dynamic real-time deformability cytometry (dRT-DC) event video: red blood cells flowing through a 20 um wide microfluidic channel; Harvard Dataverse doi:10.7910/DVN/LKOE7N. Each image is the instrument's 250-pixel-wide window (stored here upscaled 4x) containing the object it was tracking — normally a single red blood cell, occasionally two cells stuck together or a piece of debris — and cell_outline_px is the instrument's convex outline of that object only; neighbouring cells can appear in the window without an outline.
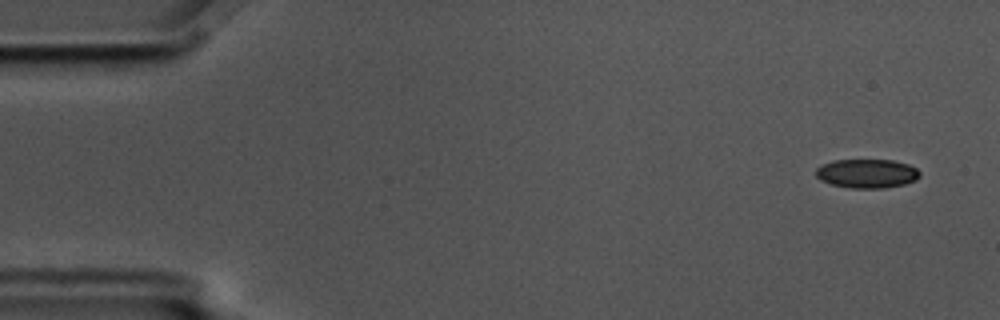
{"species": "common noctule bat (a hibernating species)", "species_latin": "Nyctalus noctula", "temperature_condition": "cold", "stored_images_in_passage": 4, "camera_frame_rate_fps": 3000, "um_per_image_px": 0.085, "animal": {"sex": "male", "body_mass_g": 17.5, "forearm_length_mm": 52.3}, "frame": {"image": 1, "passage_image": 1, "time_ms": 0.0, "image_size_px": [1000, 320], "cell_outline_px": [[920, 176], [916, 180], [904, 184], [884, 188], [848, 188], [832, 184], [820, 180], [816, 176], [816, 168], [832, 160], [892, 160], [908, 164], [916, 168], [920, 172]], "centroid_in_image_um": [73.69, 14.75], "position_along_channel_um": 11.3, "area_um2": 17.57}}
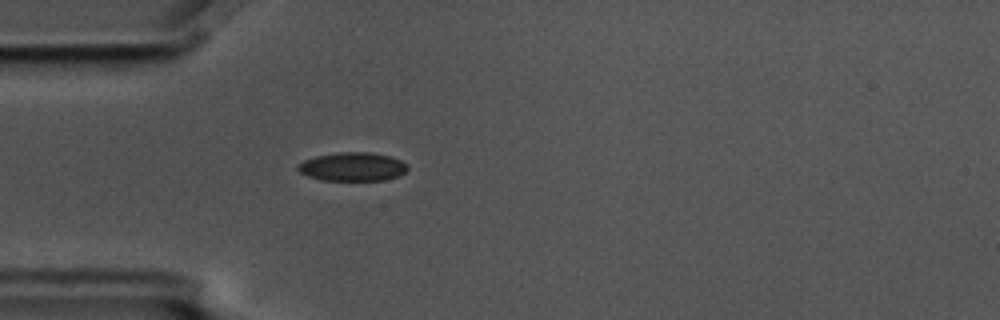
{"frame": {"image": 2, "passage_image": 4, "time_ms": 1.0, "image_size_px": [1000, 320], "cell_outline_px": [[408, 168], [400, 176], [384, 180], [320, 180], [308, 176], [300, 172], [296, 168], [304, 160], [316, 156], [340, 152], [372, 152], [392, 156], [408, 164]], "centroid_in_image_um": [30.0, 14.17], "position_along_channel_um": 55.0, "area_um2": 18.38}}